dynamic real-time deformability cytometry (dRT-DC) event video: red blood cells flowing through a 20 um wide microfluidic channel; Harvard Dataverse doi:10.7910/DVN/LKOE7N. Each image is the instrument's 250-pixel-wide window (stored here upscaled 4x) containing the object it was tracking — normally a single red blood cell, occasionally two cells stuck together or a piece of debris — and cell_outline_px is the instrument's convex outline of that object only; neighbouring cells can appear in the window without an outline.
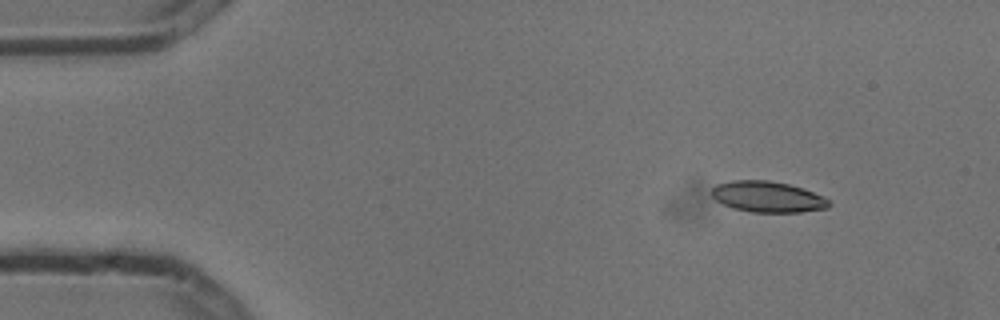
{"species": "common noctule bat (a hibernating species)", "species_latin": "Nyctalus noctula", "temperature_condition": "cold", "stored_images_in_passage": 4, "camera_frame_rate_fps": 3000, "um_per_image_px": 0.085, "animal": {"sex": "male", "body_mass_g": 13.3}, "frame": {"image": 1, "passage_image": 1, "time_ms": 0.0, "image_size_px": [1000, 320], "cell_outline_px": [[832, 204], [828, 208], [800, 212], [752, 212], [732, 208], [716, 200], [712, 196], [712, 188], [716, 184], [732, 180], [768, 180], [788, 184], [804, 188], [828, 200]], "centroid_in_image_um": [65.23, 16.72], "position_along_channel_um": 19.8, "area_um2": 21.1}}